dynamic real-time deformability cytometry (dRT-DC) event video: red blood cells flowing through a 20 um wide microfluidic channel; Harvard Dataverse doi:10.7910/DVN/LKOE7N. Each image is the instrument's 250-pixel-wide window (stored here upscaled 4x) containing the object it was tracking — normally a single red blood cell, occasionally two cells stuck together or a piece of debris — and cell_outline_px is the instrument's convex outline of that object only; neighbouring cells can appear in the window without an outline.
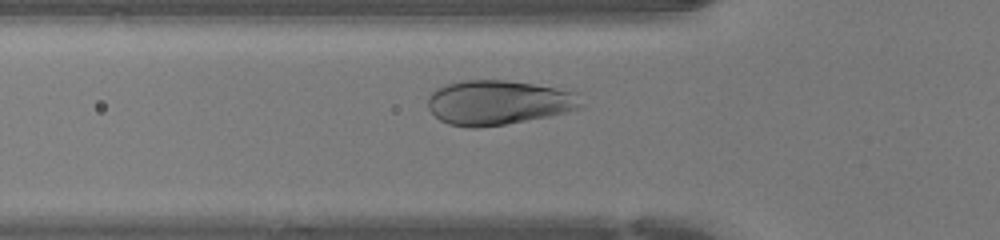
{"species": "human", "species_latin": "Homo sapiens", "temperature_condition": "warm", "stored_images_in_passage": 27, "camera_frame_rate_fps": 3000, "um_per_image_px": 0.085, "donor": {"sex": "female"}, "frame": {"image": 1, "passage_image": 4, "time_ms": 1.0, "image_size_px": [1000, 240], "cell_outline_px": [[584, 108], [568, 112], [548, 116], [504, 124], [476, 128], [468, 128], [448, 124], [440, 120], [428, 108], [428, 96], [436, 88], [460, 80], [504, 80], [532, 84], [576, 92], [584, 104]], "centroid_in_image_um": [42.36, 8.72], "position_along_channel_um": 83.4, "area_um2": 39.82}}
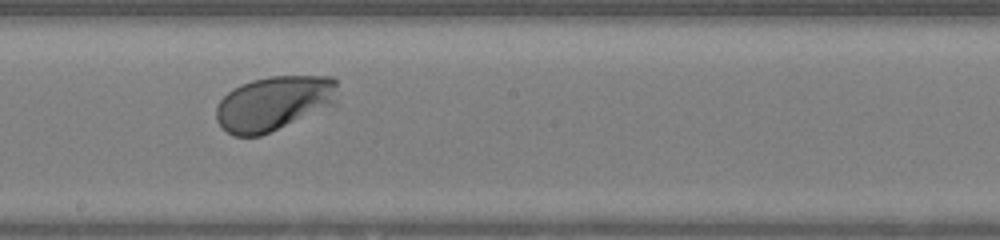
{"frame": {"image": 2, "passage_image": 14, "time_ms": 4.333, "image_size_px": [1000, 240], "cell_outline_px": [[340, 104], [260, 136], [232, 136], [216, 120], [216, 108], [220, 100], [232, 88], [240, 84], [252, 80], [268, 76], [332, 76], [336, 80]], "centroid_in_image_um": [23.35, 8.77], "position_along_channel_um": 224.8, "area_um2": 39.36}}
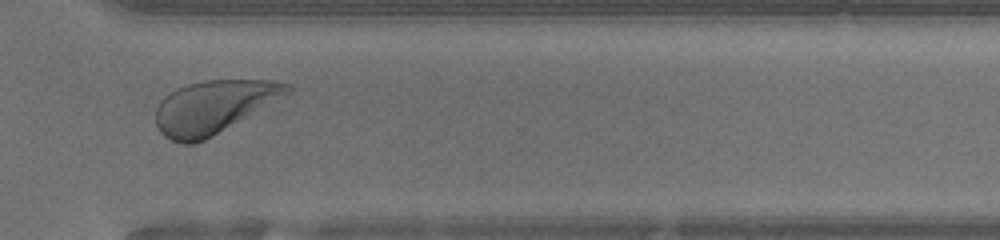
{"frame": {"image": 3, "passage_image": 23, "time_ms": 7.333, "image_size_px": [1000, 240], "cell_outline_px": [[292, 92], [212, 136], [204, 140], [192, 144], [180, 144], [164, 136], [160, 132], [156, 124], [156, 108], [160, 100], [164, 96], [176, 88], [188, 84], [204, 80], [268, 80], [292, 84]], "centroid_in_image_um": [18.14, 9.08], "position_along_channel_um": 352.5, "area_um2": 40.46}, "authors_computed_cell_mechanics": {"area_um2": 39.8242, "velocity_mm_per_s": 4.2511, "shape_relaxation_time_tau1_ms": 1.0273, "shape_relaxation_time_tau2_ms": 6.0326, "deformation_change_tau1": 0.1284, "deformation_change_tau2": 0.1419}}